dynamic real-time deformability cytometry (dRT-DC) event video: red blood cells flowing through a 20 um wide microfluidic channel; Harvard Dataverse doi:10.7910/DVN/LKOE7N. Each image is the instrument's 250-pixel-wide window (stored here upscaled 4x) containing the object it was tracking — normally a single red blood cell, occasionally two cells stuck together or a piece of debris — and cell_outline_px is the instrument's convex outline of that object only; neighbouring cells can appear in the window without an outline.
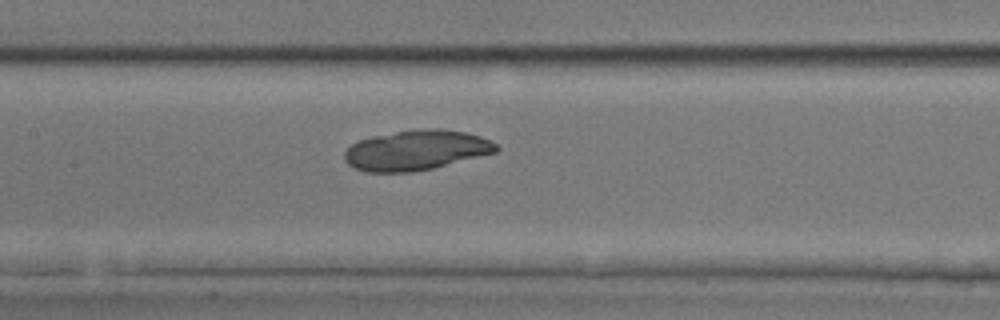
{"species": "common noctule bat (a hibernating species)", "species_latin": "Nyctalus noctula", "temperature_condition": "room temperature", "stored_images_in_passage": 40, "camera_frame_rate_fps": 3000, "um_per_image_px": 0.085, "animal": {"sex": "male", "body_mass_g": 17.9, "forearm_length_mm": 54.2}, "frame": {"image": 1, "passage_image": 16, "time_ms": 5.0, "image_size_px": [1000, 320], "cell_outline_px": [[500, 148], [496, 152], [432, 168], [412, 172], [364, 172], [348, 164], [344, 160], [344, 152], [352, 144], [360, 140], [372, 136], [396, 132], [424, 128], [440, 128], [468, 132], [480, 136], [496, 144]], "centroid_in_image_um": [35.37, 12.76], "position_along_channel_um": 172.0, "area_um2": 35.26}}
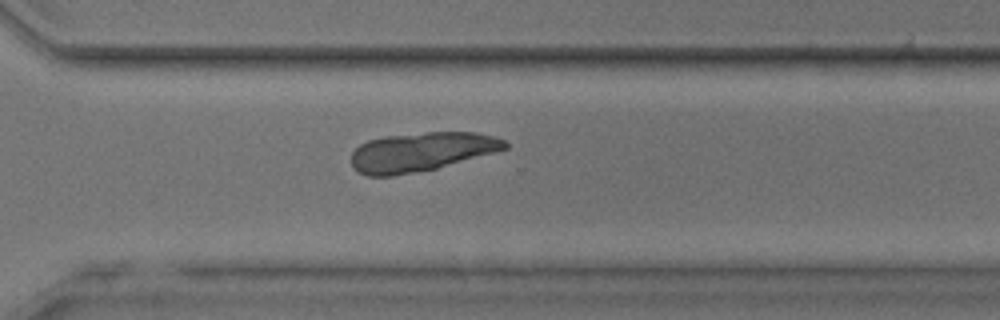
{"frame": {"image": 2, "passage_image": 27, "time_ms": 8.667, "image_size_px": [1000, 320], "cell_outline_px": [[508, 148], [496, 152], [436, 168], [392, 176], [368, 176], [356, 172], [352, 168], [352, 152], [360, 144], [368, 140], [384, 136], [428, 132], [476, 132], [496, 136], [504, 140], [508, 144]], "centroid_in_image_um": [35.8, 12.9], "position_along_channel_um": 334.8, "area_um2": 35.03}}
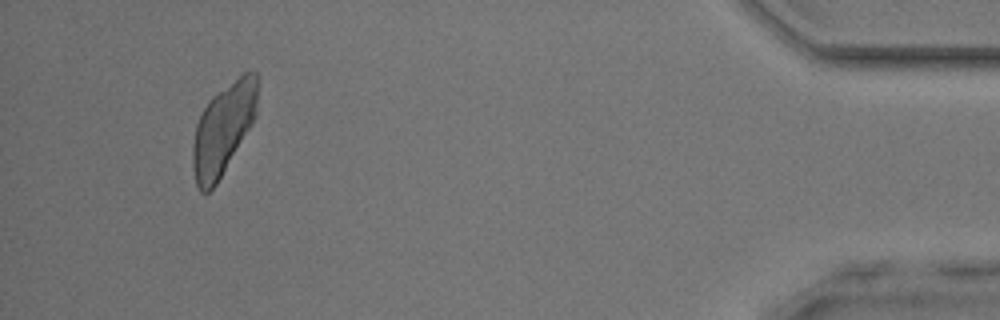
{"frame": {"image": 3, "passage_image": 37, "time_ms": 12.0, "image_size_px": [1000, 320], "cell_outline_px": [[256, 112], [252, 124], [216, 184], [208, 192], [200, 192], [196, 184], [192, 168], [192, 144], [196, 124], [208, 100], [212, 96], [244, 72], [256, 72]], "centroid_in_image_um": [18.93, 10.99], "position_along_channel_um": 416.3, "area_um2": 33.87}}